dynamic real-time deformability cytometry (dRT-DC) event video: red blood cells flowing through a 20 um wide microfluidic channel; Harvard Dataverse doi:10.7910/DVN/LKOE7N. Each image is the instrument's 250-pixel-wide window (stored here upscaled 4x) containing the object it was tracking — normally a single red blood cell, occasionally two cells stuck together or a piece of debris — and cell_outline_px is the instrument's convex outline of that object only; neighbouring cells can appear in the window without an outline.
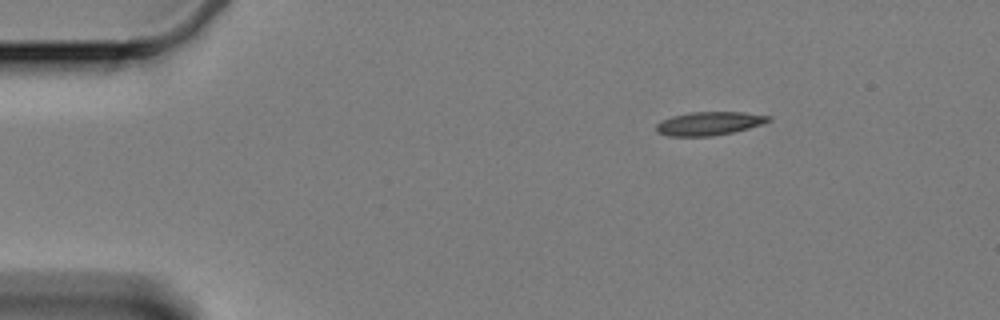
{"species": "Egyptian fruit bat (a non-hibernating species)", "species_latin": "Rousettus aegyptiacus", "temperature_condition": "cold", "stored_images_in_passage": 52, "camera_frame_rate_fps": 3000, "um_per_image_px": 0.085, "animal": {"sex": "female"}, "frame": {"image": 1, "passage_image": 1, "time_ms": 0.0, "image_size_px": [1000, 320], "cell_outline_px": [[772, 120], [748, 128], [732, 132], [712, 136], [668, 136], [656, 132], [656, 124], [672, 116], [692, 112], [744, 112], [772, 116]], "centroid_in_image_um": [60.28, 10.49], "position_along_channel_um": 24.7, "area_um2": 15.26}}
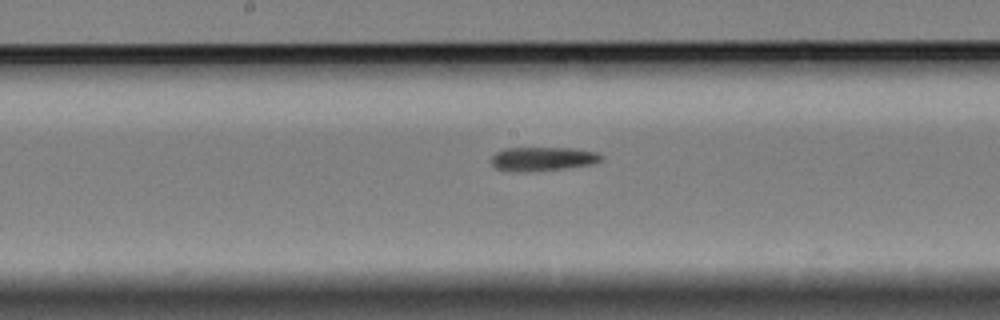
{"frame": {"image": 2, "passage_image": 23, "time_ms": 7.333, "image_size_px": [1000, 320], "cell_outline_px": [[604, 156], [600, 160], [592, 164], [564, 168], [496, 168], [492, 164], [492, 156], [496, 152], [504, 148], [572, 148], [596, 152]], "centroid_in_image_um": [46.22, 13.43], "position_along_channel_um": 202.0, "area_um2": 14.1}}
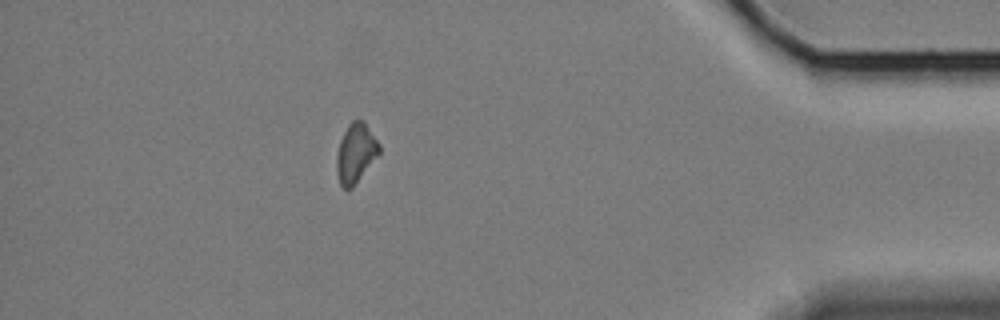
{"frame": {"image": 3, "passage_image": 45, "time_ms": 14.667, "image_size_px": [1000, 320], "cell_outline_px": [[380, 152], [352, 188], [344, 188], [340, 184], [336, 172], [336, 156], [340, 140], [348, 124], [352, 120], [364, 120], [380, 144]], "centroid_in_image_um": [30.23, 12.99], "position_along_channel_um": 405.0, "area_um2": 14.68}}